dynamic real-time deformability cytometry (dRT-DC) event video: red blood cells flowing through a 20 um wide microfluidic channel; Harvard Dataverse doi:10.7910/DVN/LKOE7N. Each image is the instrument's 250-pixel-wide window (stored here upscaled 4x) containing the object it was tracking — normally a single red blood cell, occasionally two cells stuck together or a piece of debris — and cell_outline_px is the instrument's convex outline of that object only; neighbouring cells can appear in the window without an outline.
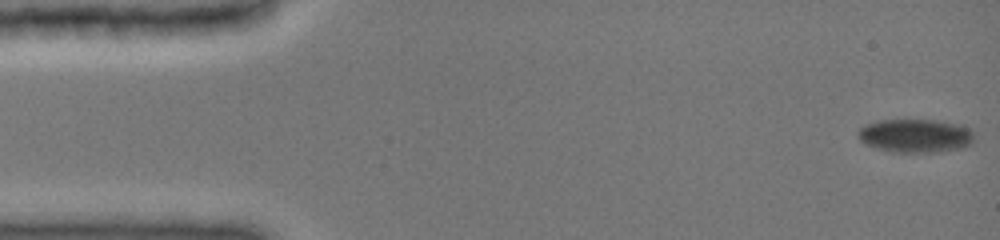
{"species": "common noctule bat (a hibernating species)", "species_latin": "Nyctalus noctula", "temperature_condition": "cold", "stored_images_in_passage": 86, "camera_frame_rate_fps": 3000, "um_per_image_px": 0.085, "animal": {"sex": "female", "body_mass_g": 19.0, "forearm_length_mm": 51.5}, "frame": {"image": 1, "passage_image": 1, "time_ms": 0.0, "image_size_px": [1000, 240], "cell_outline_px": [[972, 144], [960, 148], [936, 152], [892, 152], [876, 148], [864, 144], [860, 140], [856, 132], [860, 128], [868, 124], [880, 120], [936, 120], [960, 124], [968, 128], [972, 132]], "centroid_in_image_um": [77.79, 11.54], "position_along_channel_um": 7.2, "area_um2": 22.66}}
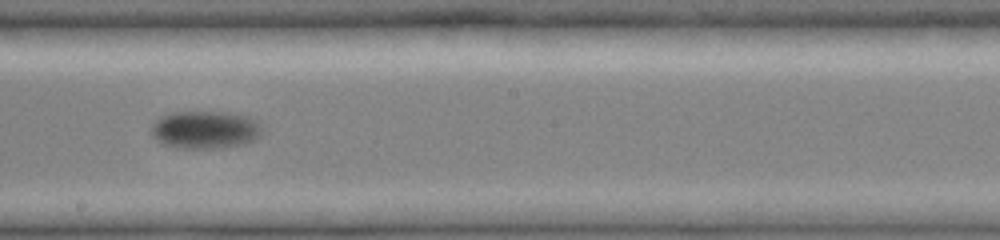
{"frame": {"image": 2, "passage_image": 51, "time_ms": 9.333, "image_size_px": [1000, 240], "cell_outline_px": [[260, 136], [244, 144], [220, 148], [176, 148], [164, 144], [156, 140], [152, 136], [152, 124], [160, 116], [172, 112], [228, 112], [248, 116], [256, 120], [260, 128]], "centroid_in_image_um": [17.4, 11.03], "position_along_channel_um": 230.8, "area_um2": 24.39}}
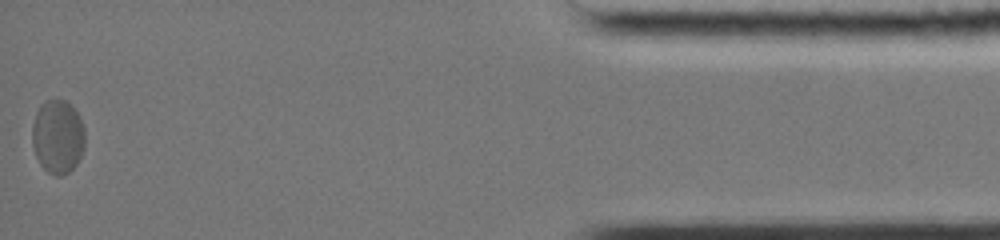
{"frame": {"image": 3, "passage_image": 86, "time_ms": 16.667, "image_size_px": [1000, 240], "cell_outline_px": [[84, 148], [76, 164], [68, 172], [60, 176], [56, 176], [48, 172], [40, 164], [36, 156], [32, 144], [32, 124], [36, 112], [40, 104], [44, 100], [64, 100], [76, 112], [84, 128]], "centroid_in_image_um": [4.88, 11.62], "position_along_channel_um": 430.3, "area_um2": 22.54}}